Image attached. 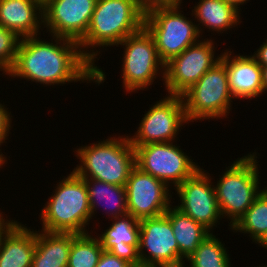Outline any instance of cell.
Listing matches in <instances>:
<instances>
[{
    "label": "cell",
    "instance_id": "obj_2",
    "mask_svg": "<svg viewBox=\"0 0 267 267\" xmlns=\"http://www.w3.org/2000/svg\"><path fill=\"white\" fill-rule=\"evenodd\" d=\"M144 14L145 7L138 0H97L88 31L78 42L80 50L119 45L144 26Z\"/></svg>",
    "mask_w": 267,
    "mask_h": 267
},
{
    "label": "cell",
    "instance_id": "obj_27",
    "mask_svg": "<svg viewBox=\"0 0 267 267\" xmlns=\"http://www.w3.org/2000/svg\"><path fill=\"white\" fill-rule=\"evenodd\" d=\"M20 37L13 31L7 30L0 26V65L7 71L13 66Z\"/></svg>",
    "mask_w": 267,
    "mask_h": 267
},
{
    "label": "cell",
    "instance_id": "obj_29",
    "mask_svg": "<svg viewBox=\"0 0 267 267\" xmlns=\"http://www.w3.org/2000/svg\"><path fill=\"white\" fill-rule=\"evenodd\" d=\"M10 113L4 108V105L0 104V145L8 136V132L10 129Z\"/></svg>",
    "mask_w": 267,
    "mask_h": 267
},
{
    "label": "cell",
    "instance_id": "obj_12",
    "mask_svg": "<svg viewBox=\"0 0 267 267\" xmlns=\"http://www.w3.org/2000/svg\"><path fill=\"white\" fill-rule=\"evenodd\" d=\"M140 222L138 255L141 263L162 267H184L179 247L173 234L171 221L166 214L144 218ZM143 248L149 255L143 254Z\"/></svg>",
    "mask_w": 267,
    "mask_h": 267
},
{
    "label": "cell",
    "instance_id": "obj_9",
    "mask_svg": "<svg viewBox=\"0 0 267 267\" xmlns=\"http://www.w3.org/2000/svg\"><path fill=\"white\" fill-rule=\"evenodd\" d=\"M134 150L136 167L166 185L171 180L177 187L200 168L172 142L149 143Z\"/></svg>",
    "mask_w": 267,
    "mask_h": 267
},
{
    "label": "cell",
    "instance_id": "obj_16",
    "mask_svg": "<svg viewBox=\"0 0 267 267\" xmlns=\"http://www.w3.org/2000/svg\"><path fill=\"white\" fill-rule=\"evenodd\" d=\"M231 52H224L220 60L226 66L229 88L235 98L257 97L264 92L261 65L253 56L236 55L230 59ZM236 57V58H235Z\"/></svg>",
    "mask_w": 267,
    "mask_h": 267
},
{
    "label": "cell",
    "instance_id": "obj_35",
    "mask_svg": "<svg viewBox=\"0 0 267 267\" xmlns=\"http://www.w3.org/2000/svg\"><path fill=\"white\" fill-rule=\"evenodd\" d=\"M130 267H162L159 265H155V264H146V263H138V264H132L130 265Z\"/></svg>",
    "mask_w": 267,
    "mask_h": 267
},
{
    "label": "cell",
    "instance_id": "obj_18",
    "mask_svg": "<svg viewBox=\"0 0 267 267\" xmlns=\"http://www.w3.org/2000/svg\"><path fill=\"white\" fill-rule=\"evenodd\" d=\"M36 11L39 12V17ZM40 23H43V7L37 2L33 0H0L1 27L24 38L37 36L39 27H41Z\"/></svg>",
    "mask_w": 267,
    "mask_h": 267
},
{
    "label": "cell",
    "instance_id": "obj_26",
    "mask_svg": "<svg viewBox=\"0 0 267 267\" xmlns=\"http://www.w3.org/2000/svg\"><path fill=\"white\" fill-rule=\"evenodd\" d=\"M191 267H230V259L224 245L209 233L197 250L188 258Z\"/></svg>",
    "mask_w": 267,
    "mask_h": 267
},
{
    "label": "cell",
    "instance_id": "obj_6",
    "mask_svg": "<svg viewBox=\"0 0 267 267\" xmlns=\"http://www.w3.org/2000/svg\"><path fill=\"white\" fill-rule=\"evenodd\" d=\"M255 155L253 153L235 161L215 187L220 213L231 218L230 226L239 220L261 193L257 191L259 176Z\"/></svg>",
    "mask_w": 267,
    "mask_h": 267
},
{
    "label": "cell",
    "instance_id": "obj_15",
    "mask_svg": "<svg viewBox=\"0 0 267 267\" xmlns=\"http://www.w3.org/2000/svg\"><path fill=\"white\" fill-rule=\"evenodd\" d=\"M199 168L191 177L176 187L181 204L180 211L210 231L221 213L215 187H211L208 174Z\"/></svg>",
    "mask_w": 267,
    "mask_h": 267
},
{
    "label": "cell",
    "instance_id": "obj_28",
    "mask_svg": "<svg viewBox=\"0 0 267 267\" xmlns=\"http://www.w3.org/2000/svg\"><path fill=\"white\" fill-rule=\"evenodd\" d=\"M127 261L120 259L109 251L102 252L96 267H130Z\"/></svg>",
    "mask_w": 267,
    "mask_h": 267
},
{
    "label": "cell",
    "instance_id": "obj_7",
    "mask_svg": "<svg viewBox=\"0 0 267 267\" xmlns=\"http://www.w3.org/2000/svg\"><path fill=\"white\" fill-rule=\"evenodd\" d=\"M181 98L188 121L227 116L234 97L225 64L221 60L216 63Z\"/></svg>",
    "mask_w": 267,
    "mask_h": 267
},
{
    "label": "cell",
    "instance_id": "obj_19",
    "mask_svg": "<svg viewBox=\"0 0 267 267\" xmlns=\"http://www.w3.org/2000/svg\"><path fill=\"white\" fill-rule=\"evenodd\" d=\"M16 223L2 238L0 267H31L36 246V233Z\"/></svg>",
    "mask_w": 267,
    "mask_h": 267
},
{
    "label": "cell",
    "instance_id": "obj_5",
    "mask_svg": "<svg viewBox=\"0 0 267 267\" xmlns=\"http://www.w3.org/2000/svg\"><path fill=\"white\" fill-rule=\"evenodd\" d=\"M179 4L181 2L154 4L145 8L144 27L153 36L164 64L195 44L200 35L198 25L178 12Z\"/></svg>",
    "mask_w": 267,
    "mask_h": 267
},
{
    "label": "cell",
    "instance_id": "obj_31",
    "mask_svg": "<svg viewBox=\"0 0 267 267\" xmlns=\"http://www.w3.org/2000/svg\"><path fill=\"white\" fill-rule=\"evenodd\" d=\"M2 217V213H0V245L2 242V238L6 235V233L17 223V221H5Z\"/></svg>",
    "mask_w": 267,
    "mask_h": 267
},
{
    "label": "cell",
    "instance_id": "obj_22",
    "mask_svg": "<svg viewBox=\"0 0 267 267\" xmlns=\"http://www.w3.org/2000/svg\"><path fill=\"white\" fill-rule=\"evenodd\" d=\"M239 11L223 0H200L194 7L196 19L209 30L224 31L239 24Z\"/></svg>",
    "mask_w": 267,
    "mask_h": 267
},
{
    "label": "cell",
    "instance_id": "obj_37",
    "mask_svg": "<svg viewBox=\"0 0 267 267\" xmlns=\"http://www.w3.org/2000/svg\"><path fill=\"white\" fill-rule=\"evenodd\" d=\"M44 7L50 0H33Z\"/></svg>",
    "mask_w": 267,
    "mask_h": 267
},
{
    "label": "cell",
    "instance_id": "obj_20",
    "mask_svg": "<svg viewBox=\"0 0 267 267\" xmlns=\"http://www.w3.org/2000/svg\"><path fill=\"white\" fill-rule=\"evenodd\" d=\"M36 233V246L31 267H68L72 240L76 233Z\"/></svg>",
    "mask_w": 267,
    "mask_h": 267
},
{
    "label": "cell",
    "instance_id": "obj_4",
    "mask_svg": "<svg viewBox=\"0 0 267 267\" xmlns=\"http://www.w3.org/2000/svg\"><path fill=\"white\" fill-rule=\"evenodd\" d=\"M81 164L73 170L81 178L124 186L135 165V150L129 137L106 139L76 151ZM83 164V165H82Z\"/></svg>",
    "mask_w": 267,
    "mask_h": 267
},
{
    "label": "cell",
    "instance_id": "obj_21",
    "mask_svg": "<svg viewBox=\"0 0 267 267\" xmlns=\"http://www.w3.org/2000/svg\"><path fill=\"white\" fill-rule=\"evenodd\" d=\"M165 214L171 221L173 234L179 247V257L187 259L197 250L210 231L176 207H169Z\"/></svg>",
    "mask_w": 267,
    "mask_h": 267
},
{
    "label": "cell",
    "instance_id": "obj_8",
    "mask_svg": "<svg viewBox=\"0 0 267 267\" xmlns=\"http://www.w3.org/2000/svg\"><path fill=\"white\" fill-rule=\"evenodd\" d=\"M119 44L126 47L122 75L124 88L127 92L149 86L156 78L158 69L160 67L161 69L165 68L164 62L159 57L153 36L144 26L136 33L127 36Z\"/></svg>",
    "mask_w": 267,
    "mask_h": 267
},
{
    "label": "cell",
    "instance_id": "obj_10",
    "mask_svg": "<svg viewBox=\"0 0 267 267\" xmlns=\"http://www.w3.org/2000/svg\"><path fill=\"white\" fill-rule=\"evenodd\" d=\"M213 44L211 39L198 40L165 63L162 77L170 95L181 96L220 61L221 55L214 59Z\"/></svg>",
    "mask_w": 267,
    "mask_h": 267
},
{
    "label": "cell",
    "instance_id": "obj_17",
    "mask_svg": "<svg viewBox=\"0 0 267 267\" xmlns=\"http://www.w3.org/2000/svg\"><path fill=\"white\" fill-rule=\"evenodd\" d=\"M109 229L98 238L104 251H109L129 264L140 263L138 249L140 222L131 215L115 218Z\"/></svg>",
    "mask_w": 267,
    "mask_h": 267
},
{
    "label": "cell",
    "instance_id": "obj_32",
    "mask_svg": "<svg viewBox=\"0 0 267 267\" xmlns=\"http://www.w3.org/2000/svg\"><path fill=\"white\" fill-rule=\"evenodd\" d=\"M145 8L154 4L176 3L182 0H138Z\"/></svg>",
    "mask_w": 267,
    "mask_h": 267
},
{
    "label": "cell",
    "instance_id": "obj_14",
    "mask_svg": "<svg viewBox=\"0 0 267 267\" xmlns=\"http://www.w3.org/2000/svg\"><path fill=\"white\" fill-rule=\"evenodd\" d=\"M97 0H50L43 23L55 37L79 42L87 33Z\"/></svg>",
    "mask_w": 267,
    "mask_h": 267
},
{
    "label": "cell",
    "instance_id": "obj_25",
    "mask_svg": "<svg viewBox=\"0 0 267 267\" xmlns=\"http://www.w3.org/2000/svg\"><path fill=\"white\" fill-rule=\"evenodd\" d=\"M88 233L77 234L72 240L68 267H96L103 252L98 238Z\"/></svg>",
    "mask_w": 267,
    "mask_h": 267
},
{
    "label": "cell",
    "instance_id": "obj_3",
    "mask_svg": "<svg viewBox=\"0 0 267 267\" xmlns=\"http://www.w3.org/2000/svg\"><path fill=\"white\" fill-rule=\"evenodd\" d=\"M55 190L42 209L43 231L86 233L85 227L92 214L84 179L73 171L59 182Z\"/></svg>",
    "mask_w": 267,
    "mask_h": 267
},
{
    "label": "cell",
    "instance_id": "obj_33",
    "mask_svg": "<svg viewBox=\"0 0 267 267\" xmlns=\"http://www.w3.org/2000/svg\"><path fill=\"white\" fill-rule=\"evenodd\" d=\"M261 77L264 91L267 90V65H261Z\"/></svg>",
    "mask_w": 267,
    "mask_h": 267
},
{
    "label": "cell",
    "instance_id": "obj_34",
    "mask_svg": "<svg viewBox=\"0 0 267 267\" xmlns=\"http://www.w3.org/2000/svg\"><path fill=\"white\" fill-rule=\"evenodd\" d=\"M225 3H227V4H229V5H231V6H233L236 10H239L238 8V6L240 5V4H243L244 2H246V1H248V0H223Z\"/></svg>",
    "mask_w": 267,
    "mask_h": 267
},
{
    "label": "cell",
    "instance_id": "obj_13",
    "mask_svg": "<svg viewBox=\"0 0 267 267\" xmlns=\"http://www.w3.org/2000/svg\"><path fill=\"white\" fill-rule=\"evenodd\" d=\"M167 186L135 166L125 185L128 215L141 220L165 214L171 206Z\"/></svg>",
    "mask_w": 267,
    "mask_h": 267
},
{
    "label": "cell",
    "instance_id": "obj_1",
    "mask_svg": "<svg viewBox=\"0 0 267 267\" xmlns=\"http://www.w3.org/2000/svg\"><path fill=\"white\" fill-rule=\"evenodd\" d=\"M54 38L56 44L39 40L36 36L22 38L15 62L7 74L47 85L80 80L104 82L103 71L93 66L97 53L81 51L75 40Z\"/></svg>",
    "mask_w": 267,
    "mask_h": 267
},
{
    "label": "cell",
    "instance_id": "obj_30",
    "mask_svg": "<svg viewBox=\"0 0 267 267\" xmlns=\"http://www.w3.org/2000/svg\"><path fill=\"white\" fill-rule=\"evenodd\" d=\"M257 50L253 57L260 65H267V39Z\"/></svg>",
    "mask_w": 267,
    "mask_h": 267
},
{
    "label": "cell",
    "instance_id": "obj_24",
    "mask_svg": "<svg viewBox=\"0 0 267 267\" xmlns=\"http://www.w3.org/2000/svg\"><path fill=\"white\" fill-rule=\"evenodd\" d=\"M233 230L250 233L254 241H258L267 232V190L255 198L248 210L231 226Z\"/></svg>",
    "mask_w": 267,
    "mask_h": 267
},
{
    "label": "cell",
    "instance_id": "obj_36",
    "mask_svg": "<svg viewBox=\"0 0 267 267\" xmlns=\"http://www.w3.org/2000/svg\"><path fill=\"white\" fill-rule=\"evenodd\" d=\"M257 242L267 248V232Z\"/></svg>",
    "mask_w": 267,
    "mask_h": 267
},
{
    "label": "cell",
    "instance_id": "obj_11",
    "mask_svg": "<svg viewBox=\"0 0 267 267\" xmlns=\"http://www.w3.org/2000/svg\"><path fill=\"white\" fill-rule=\"evenodd\" d=\"M185 109L181 96L169 95L158 101L144 115L136 136L130 139L133 147L149 143L171 142L182 123H186Z\"/></svg>",
    "mask_w": 267,
    "mask_h": 267
},
{
    "label": "cell",
    "instance_id": "obj_23",
    "mask_svg": "<svg viewBox=\"0 0 267 267\" xmlns=\"http://www.w3.org/2000/svg\"><path fill=\"white\" fill-rule=\"evenodd\" d=\"M83 179L87 186L92 215L94 214V211H96V207L98 206L97 205L98 201L101 202L104 201L108 204L110 202L112 206L108 205V207L110 208V210L112 209L110 212L112 213L113 219L119 218V216L123 217L128 215L126 189L124 186L106 183L97 179H91V180L89 178H83Z\"/></svg>",
    "mask_w": 267,
    "mask_h": 267
},
{
    "label": "cell",
    "instance_id": "obj_38",
    "mask_svg": "<svg viewBox=\"0 0 267 267\" xmlns=\"http://www.w3.org/2000/svg\"><path fill=\"white\" fill-rule=\"evenodd\" d=\"M5 163V158L2 154H0V166H2Z\"/></svg>",
    "mask_w": 267,
    "mask_h": 267
}]
</instances>
